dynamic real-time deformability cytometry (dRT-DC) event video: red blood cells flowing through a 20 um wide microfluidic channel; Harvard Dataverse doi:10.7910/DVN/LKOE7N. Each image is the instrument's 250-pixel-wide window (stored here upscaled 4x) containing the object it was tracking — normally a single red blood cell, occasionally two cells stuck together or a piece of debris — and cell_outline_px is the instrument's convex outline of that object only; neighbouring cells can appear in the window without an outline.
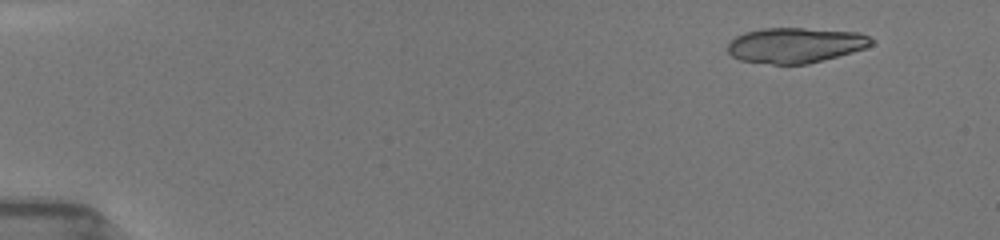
{"species": "common noctule bat (a hibernating species)", "species_latin": "Nyctalus noctula", "temperature_condition": "room temperature", "stored_images_in_passage": 6, "camera_frame_rate_fps": 3000, "um_per_image_px": 0.085, "animal": {"sex": "female", "body_mass_g": 19.5, "forearm_length_mm": 54.1}, "frame": {"image": 1, "passage_image": 2, "time_ms": 1.0, "image_size_px": [1000, 240], "cell_outline_px": [[876, 40], [872, 44], [864, 48], [852, 52], [808, 64], [772, 64], [740, 60], [732, 56], [728, 52], [728, 44], [736, 36], [744, 32], [760, 28], [804, 28], [860, 32]], "centroid_in_image_um": [67.61, 3.83], "position_along_channel_um": 17.4, "area_um2": 29.59}}